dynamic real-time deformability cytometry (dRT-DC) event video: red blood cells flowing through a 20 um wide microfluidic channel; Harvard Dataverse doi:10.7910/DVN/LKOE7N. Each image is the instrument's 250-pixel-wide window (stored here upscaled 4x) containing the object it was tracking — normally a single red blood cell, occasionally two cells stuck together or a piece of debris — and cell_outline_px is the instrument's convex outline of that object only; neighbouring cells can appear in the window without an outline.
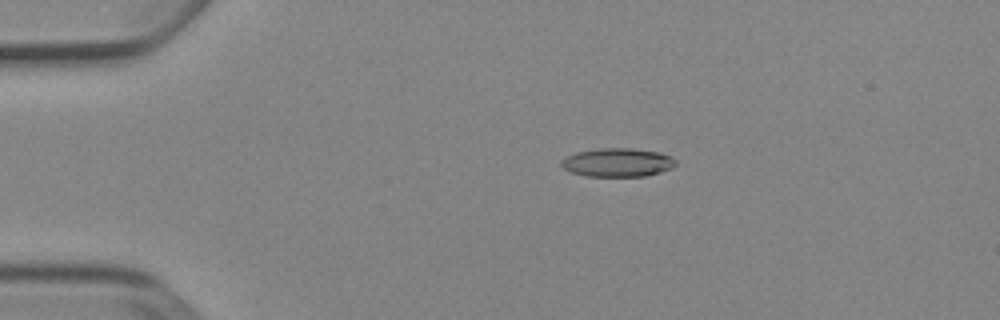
{"species": "Egyptian fruit bat (a non-hibernating species)", "species_latin": "Rousettus aegyptiacus", "temperature_condition": "cold", "stored_images_in_passage": 52, "camera_frame_rate_fps": 3000, "um_per_image_px": 0.085, "animal": {"sex": "female"}, "frame": {"image": 1, "passage_image": 11, "time_ms": 3.333, "image_size_px": [1000, 320], "cell_outline_px": [[676, 164], [672, 168], [660, 172], [644, 176], [588, 176], [572, 172], [564, 168], [560, 164], [560, 160], [576, 152], [600, 148], [632, 148], [660, 152], [672, 156], [676, 160]], "centroid_in_image_um": [52.52, 13.8], "position_along_channel_um": 32.5, "area_um2": 19.07}}
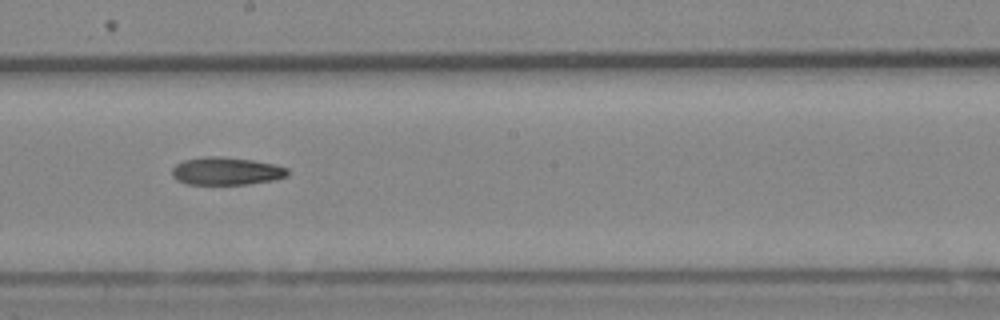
{"frame": {"image": 2, "passage_image": 30, "time_ms": 9.667, "image_size_px": [1000, 320], "cell_outline_px": [[288, 176], [276, 180], [248, 184], [188, 184], [176, 180], [172, 176], [172, 168], [176, 164], [184, 160], [204, 156], [220, 156], [252, 160], [272, 164], [288, 168]], "centroid_in_image_um": [19.23, 14.54], "position_along_channel_um": 229.0, "area_um2": 18.79}}
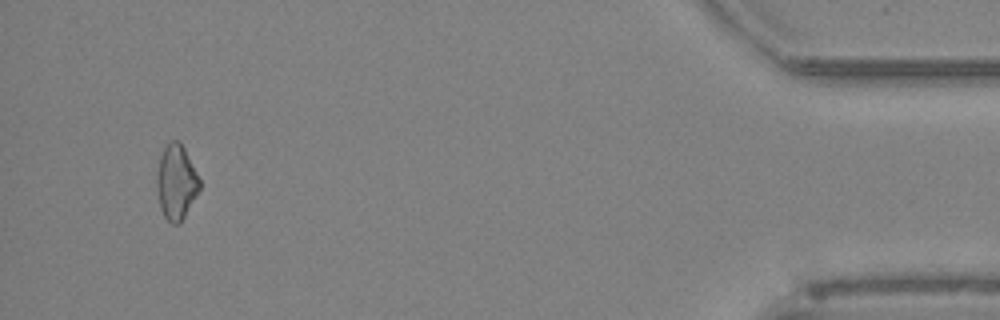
{"frame": {"image": 3, "passage_image": 50, "time_ms": 16.333, "image_size_px": [1000, 320], "cell_outline_px": [[200, 188], [180, 224], [172, 224], [164, 216], [160, 208], [156, 188], [156, 176], [160, 156], [164, 148], [172, 140], [180, 140], [200, 180]], "centroid_in_image_um": [14.96, 15.49], "position_along_channel_um": 420.2, "area_um2": 18.55}}